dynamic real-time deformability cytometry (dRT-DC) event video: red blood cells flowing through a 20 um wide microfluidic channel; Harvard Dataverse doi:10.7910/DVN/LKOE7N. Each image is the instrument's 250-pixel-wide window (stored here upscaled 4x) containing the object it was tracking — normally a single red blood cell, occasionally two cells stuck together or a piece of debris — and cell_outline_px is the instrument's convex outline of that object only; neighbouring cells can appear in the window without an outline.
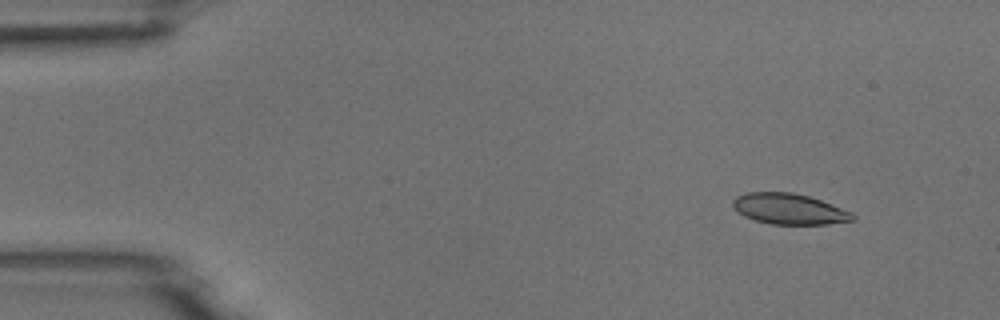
{"species": "common noctule bat (a hibernating species)", "species_latin": "Nyctalus noctula", "temperature_condition": "room temperature", "stored_images_in_passage": 4, "camera_frame_rate_fps": 3000, "um_per_image_px": 0.085, "animal": {"sex": "male", "body_mass_g": 18.8}, "frame": {"image": 1, "passage_image": 2, "time_ms": 1.333, "image_size_px": [1000, 320], "cell_outline_px": [[856, 220], [828, 224], [772, 224], [756, 220], [744, 216], [732, 204], [732, 200], [736, 196], [744, 192], [792, 192], [808, 196], [820, 200], [852, 212], [856, 216]], "centroid_in_image_um": [67.1, 17.75], "position_along_channel_um": 17.9, "area_um2": 21.39}}